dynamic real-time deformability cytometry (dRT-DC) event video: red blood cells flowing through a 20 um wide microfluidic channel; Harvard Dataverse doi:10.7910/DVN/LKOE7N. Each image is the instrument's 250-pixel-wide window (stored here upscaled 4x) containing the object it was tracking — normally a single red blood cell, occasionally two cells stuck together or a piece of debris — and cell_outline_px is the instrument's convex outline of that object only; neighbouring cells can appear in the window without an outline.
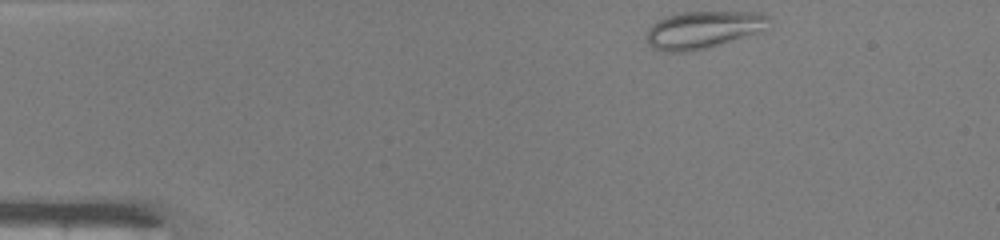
{"species": "common noctule bat (a hibernating species)", "species_latin": "Nyctalus noctula", "temperature_condition": "warm", "stored_images_in_passage": 41, "camera_frame_rate_fps": 3000, "um_per_image_px": 0.085, "animal": {"sex": "male", "body_mass_g": 19.0, "forearm_length_mm": 50.8}, "frame": {"image": 1, "passage_image": 1, "time_ms": 0.0, "image_size_px": [1000, 240], "cell_outline_px": [[768, 20], [764, 28], [760, 32], [720, 44], [704, 48], [684, 52], [664, 52], [652, 48], [648, 44], [648, 28], [652, 24], [668, 16], [680, 12], [760, 12], [768, 16]], "centroid_in_image_um": [59.74, 2.53], "position_along_channel_um": 25.3, "area_um2": 26.24}}
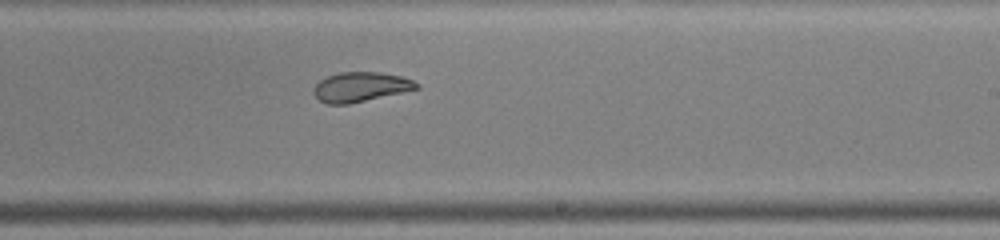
{"frame": {"image": 2, "passage_image": 23, "time_ms": 7.333, "image_size_px": [1000, 240], "cell_outline_px": [[420, 88], [348, 104], [328, 104], [320, 100], [312, 92], [312, 88], [320, 80], [328, 76], [340, 72], [380, 72], [404, 76], [420, 84]], "centroid_in_image_um": [30.66, 7.38], "position_along_channel_um": 258.3, "area_um2": 17.74}}
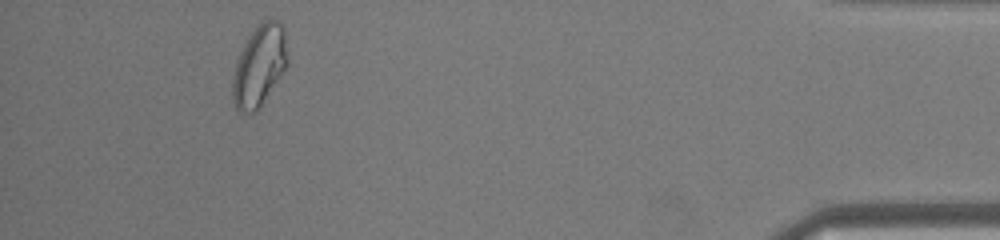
{"frame": {"image": 3, "passage_image": 38, "time_ms": 12.333, "image_size_px": [1000, 240], "cell_outline_px": [[288, 64], [260, 108], [256, 112], [244, 112], [236, 108], [232, 96], [232, 80], [236, 64], [240, 52], [248, 36], [268, 16], [284, 24], [288, 56]], "centroid_in_image_um": [22.07, 5.56], "position_along_channel_um": 413.1, "area_um2": 26.07}, "authors_computed_cell_mechanics": {"area_um2": 20.7502, "velocity_mm_per_s": 4.2329, "shape_relaxation_time_tau1_ms": null, "shape_relaxation_time_tau2_ms": 1.3215, "deformation_change_tau1": null, "deformation_change_tau2": 0.0755}}